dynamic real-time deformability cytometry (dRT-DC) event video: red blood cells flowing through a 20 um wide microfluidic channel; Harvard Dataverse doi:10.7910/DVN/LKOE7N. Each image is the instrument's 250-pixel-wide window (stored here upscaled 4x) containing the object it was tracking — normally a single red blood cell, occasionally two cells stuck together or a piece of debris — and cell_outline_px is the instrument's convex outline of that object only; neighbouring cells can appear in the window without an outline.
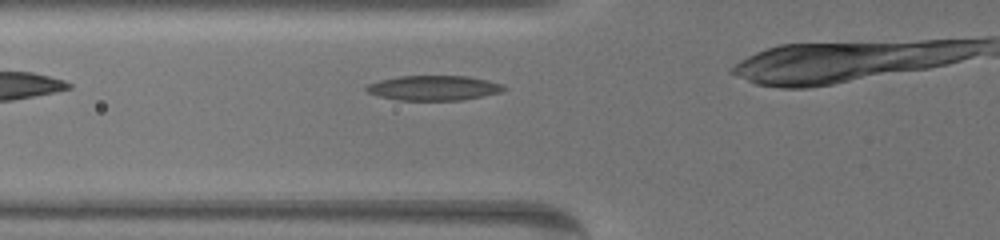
{"species": "common noctule bat (a hibernating species)", "species_latin": "Nyctalus noctula", "temperature_condition": "warm", "stored_images_in_passage": 29, "camera_frame_rate_fps": 3000, "um_per_image_px": 0.085, "animal": {"sex": "female", "body_mass_g": 19.5, "forearm_length_mm": 54.1}, "frame": {"image": 1, "passage_image": 2, "time_ms": 0.333, "image_size_px": [1000, 240], "cell_outline_px": [[504, 88], [500, 92], [460, 100], [396, 100], [380, 96], [368, 92], [364, 88], [368, 84], [380, 80], [400, 76], [468, 76], [488, 80], [504, 84]], "centroid_in_image_um": [36.84, 7.47], "position_along_channel_um": 89.0, "area_um2": 19.71}}
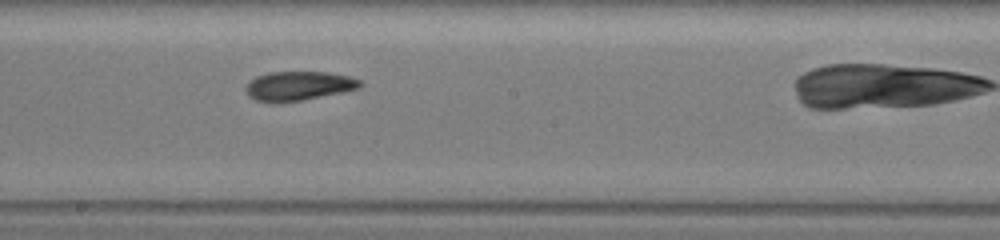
{"frame": {"image": 2, "passage_image": 14, "time_ms": 4.333, "image_size_px": [1000, 240], "cell_outline_px": [[364, 84], [356, 88], [340, 92], [300, 100], [256, 100], [248, 96], [244, 88], [256, 76], [268, 72], [324, 72], [348, 76], [360, 80]], "centroid_in_image_um": [25.37, 7.26], "position_along_channel_um": 222.8, "area_um2": 18.61}}
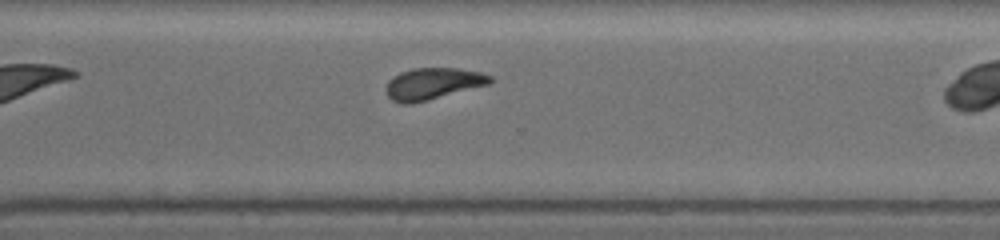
{"frame": {"image": 3, "passage_image": 24, "time_ms": 7.667, "image_size_px": [1000, 240], "cell_outline_px": [[492, 80], [488, 84], [428, 100], [412, 104], [400, 104], [392, 100], [388, 96], [388, 80], [392, 76], [400, 72], [412, 68], [456, 68], [480, 72], [492, 76]], "centroid_in_image_um": [36.77, 7.11], "position_along_channel_um": 333.8, "area_um2": 19.02}}